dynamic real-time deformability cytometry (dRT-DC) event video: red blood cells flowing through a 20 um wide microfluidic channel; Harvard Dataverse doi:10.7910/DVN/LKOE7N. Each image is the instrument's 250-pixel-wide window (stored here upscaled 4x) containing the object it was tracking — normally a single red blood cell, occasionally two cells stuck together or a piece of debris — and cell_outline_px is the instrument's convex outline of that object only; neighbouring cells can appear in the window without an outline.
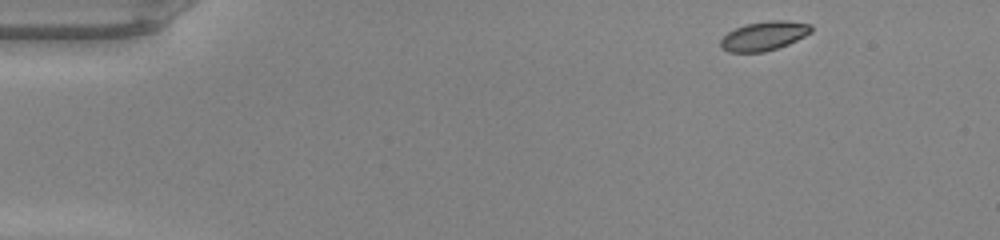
{"species": "common noctule bat (a hibernating species)", "species_latin": "Nyctalus noctula", "temperature_condition": "warm", "stored_images_in_passage": 44, "camera_frame_rate_fps": 3000, "um_per_image_px": 0.085, "animal": {"sex": "male", "body_mass_g": 20.0, "forearm_length_mm": 53.3}, "frame": {"image": 1, "passage_image": 1, "time_ms": 0.0, "image_size_px": [1000, 240], "cell_outline_px": [[812, 32], [788, 44], [764, 52], [728, 52], [720, 48], [720, 40], [728, 32], [744, 24], [768, 20], [784, 20], [812, 24]], "centroid_in_image_um": [64.93, 3.05], "position_along_channel_um": 20.1, "area_um2": 15.43}}
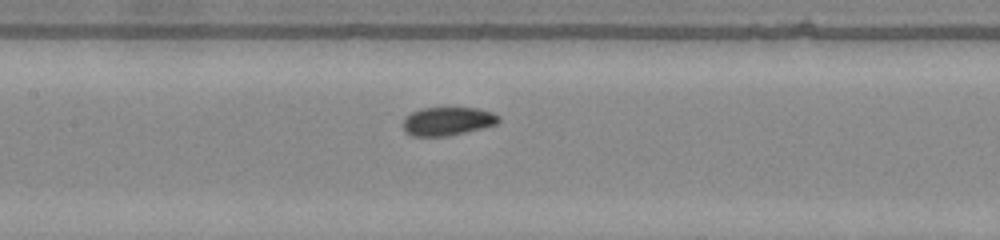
{"frame": {"image": 2, "passage_image": 19, "time_ms": 6.0, "image_size_px": [1000, 240], "cell_outline_px": [[500, 120], [496, 124], [484, 128], [448, 136], [412, 136], [404, 132], [404, 116], [420, 108], [476, 108], [492, 112], [500, 116]], "centroid_in_image_um": [38.04, 10.31], "position_along_channel_um": 169.4, "area_um2": 15.95}}
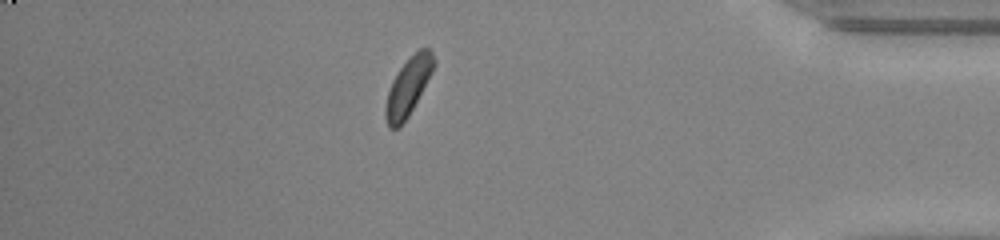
{"frame": {"image": 3, "passage_image": 38, "time_ms": 12.333, "image_size_px": [1000, 240], "cell_outline_px": [[436, 64], [432, 72], [408, 116], [400, 128], [388, 128], [384, 116], [384, 108], [388, 92], [392, 80], [400, 68], [420, 48], [428, 48], [432, 52], [436, 60]], "centroid_in_image_um": [34.68, 7.4], "position_along_channel_um": 400.5, "area_um2": 16.07}, "authors_computed_cell_mechanics": {"area_um2": 15.895, "velocity_mm_per_s": 4.2107, "shape_relaxation_time_tau1_ms": 1.8986, "shape_relaxation_time_tau2_ms": null, "deformation_change_tau1": 0.091, "deformation_change_tau2": null}}